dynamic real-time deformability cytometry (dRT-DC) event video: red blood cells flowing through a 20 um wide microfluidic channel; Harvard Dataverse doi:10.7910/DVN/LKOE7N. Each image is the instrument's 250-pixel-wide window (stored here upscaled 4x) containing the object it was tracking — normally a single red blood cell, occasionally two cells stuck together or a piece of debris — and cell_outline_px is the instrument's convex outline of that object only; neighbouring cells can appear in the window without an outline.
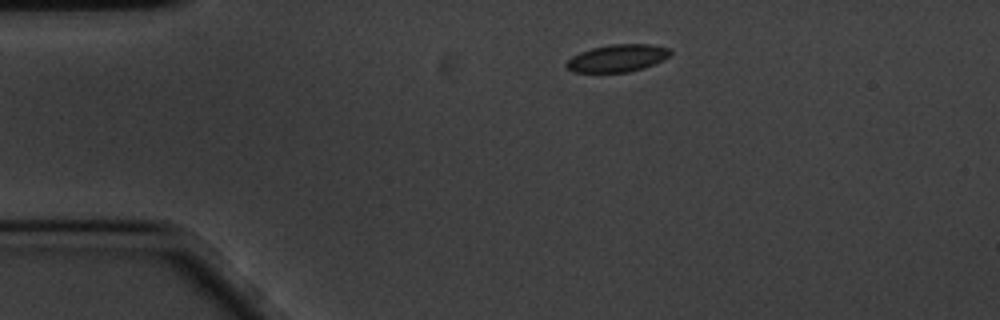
{"species": "common noctule bat (a hibernating species)", "species_latin": "Nyctalus noctula", "temperature_condition": "cold", "stored_images_in_passage": 49, "camera_frame_rate_fps": 3000, "um_per_image_px": 0.085, "animal": {"sex": "male", "body_mass_g": 20.1, "forearm_length_mm": 53.5}, "frame": {"image": 1, "passage_image": 1, "time_ms": 0.0, "image_size_px": [1000, 320], "cell_outline_px": [[672, 52], [664, 60], [644, 68], [628, 72], [576, 72], [568, 68], [564, 64], [572, 56], [580, 52], [592, 48], [612, 44], [652, 44], [668, 48]], "centroid_in_image_um": [52.5, 4.94], "position_along_channel_um": 32.5, "area_um2": 16.53}}
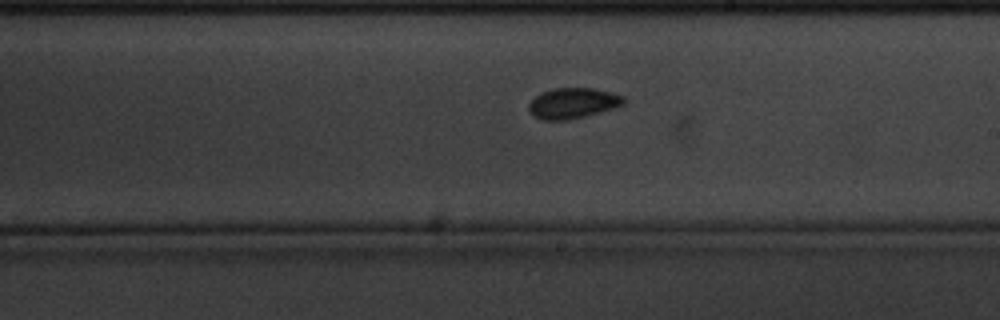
{"frame": {"image": 2, "passage_image": 23, "time_ms": 7.333, "image_size_px": [1000, 320], "cell_outline_px": [[624, 104], [600, 112], [568, 120], [544, 120], [536, 116], [528, 108], [528, 104], [540, 92], [552, 88], [596, 88], [612, 92], [624, 96]], "centroid_in_image_um": [48.7, 8.75], "position_along_channel_um": 240.3, "area_um2": 16.82}}
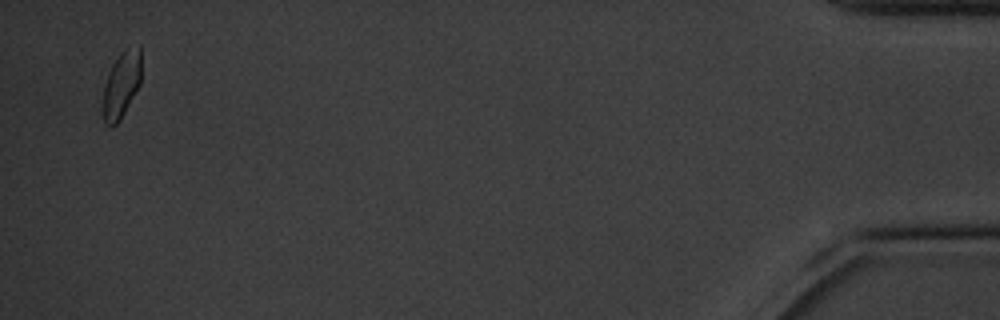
{"frame": {"image": 3, "passage_image": 47, "time_ms": 15.333, "image_size_px": [1000, 320], "cell_outline_px": [[140, 84], [120, 120], [112, 128], [104, 120], [104, 84], [108, 72], [112, 64], [120, 52], [124, 48], [140, 44]], "centroid_in_image_um": [10.33, 7.14], "position_along_channel_um": 424.9, "area_um2": 14.74}, "authors_computed_cell_mechanics": {"area_um2": 16.2418, "velocity_mm_per_s": 3.3813, "shape_relaxation_time_tau1_ms": 7.863, "shape_relaxation_time_tau2_ms": 2.6202, "deformation_change_tau1": 0.1376, "deformation_change_tau2": 0.0693}}